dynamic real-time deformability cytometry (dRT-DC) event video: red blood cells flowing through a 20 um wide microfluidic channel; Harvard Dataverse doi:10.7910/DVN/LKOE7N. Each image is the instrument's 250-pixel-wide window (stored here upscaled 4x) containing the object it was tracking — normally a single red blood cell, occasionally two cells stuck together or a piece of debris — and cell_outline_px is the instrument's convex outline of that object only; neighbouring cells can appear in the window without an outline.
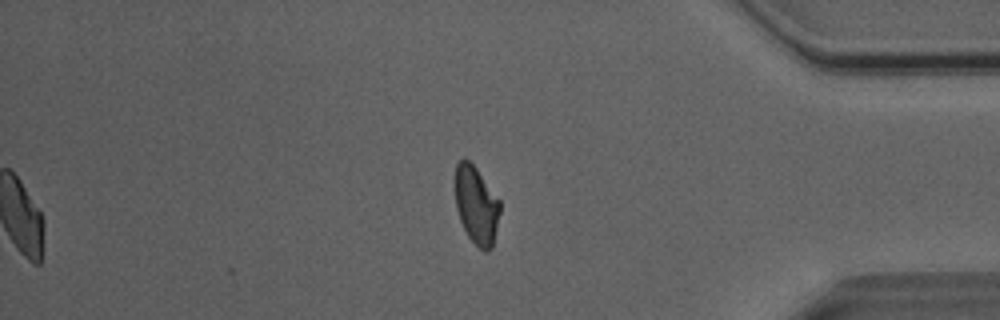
{"species": "Egyptian fruit bat (a non-hibernating species)", "species_latin": "Rousettus aegyptiacus", "temperature_condition": "room temperature", "stored_images_in_passage": 41, "camera_frame_rate_fps": 3000, "um_per_image_px": 0.085, "animal": {"sex": "male"}, "frame": {"image": 1, "passage_image": 41, "time_ms": 13.333, "image_size_px": [1000, 320], "cell_outline_px": [[500, 212], [492, 248], [488, 252], [484, 252], [468, 236], [460, 220], [456, 208], [456, 164], [464, 156], [476, 168], [500, 200]], "centroid_in_image_um": [40.5, 17.44], "position_along_channel_um": 394.7, "area_um2": 20.17}, "authors_computed_cell_mechanics": {"area_um2": 21.7906, "velocity_mm_per_s": 4.0441, "shape_relaxation_time_tau1_ms": null, "shape_relaxation_time_tau2_ms": 3.7213, "deformation_change_tau1": null, "deformation_change_tau2": 0.1025}}